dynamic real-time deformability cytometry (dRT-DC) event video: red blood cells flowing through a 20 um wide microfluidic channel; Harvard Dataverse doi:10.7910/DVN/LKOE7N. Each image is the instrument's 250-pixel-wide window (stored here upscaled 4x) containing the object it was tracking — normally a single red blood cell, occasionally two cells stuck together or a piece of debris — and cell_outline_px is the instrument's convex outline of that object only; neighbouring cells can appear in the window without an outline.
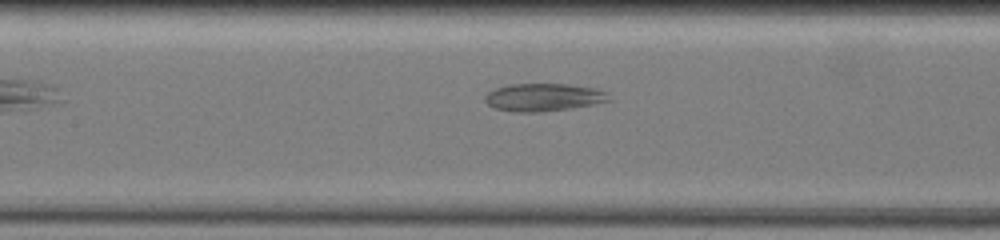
{"species": "common noctule bat (a hibernating species)", "species_latin": "Nyctalus noctula", "temperature_condition": "warm", "stored_images_in_passage": 11, "segment_of_instrument_passage": [1, 2], "camera_frame_rate_fps": 3000, "um_per_image_px": 0.085, "animal": {"sex": "female", "body_mass_g": 19.5, "forearm_length_mm": 54.1}, "frame": {"image": 1, "passage_image": 5, "time_ms": 1.667, "image_size_px": [1000, 240], "cell_outline_px": [[608, 100], [592, 104], [572, 108], [540, 112], [516, 112], [496, 108], [488, 104], [484, 100], [484, 96], [488, 92], [496, 88], [508, 84], [568, 84], [592, 88], [604, 92]], "centroid_in_image_um": [46.1, 8.27], "position_along_channel_um": 161.3, "area_um2": 19.65}}
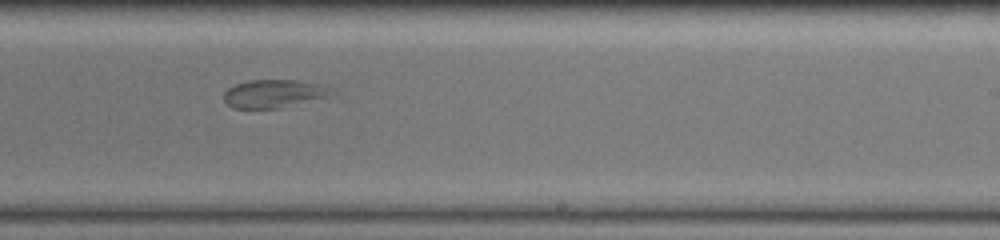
{"frame": {"image": 2, "passage_image": 8, "time_ms": 4.667, "image_size_px": [1000, 240], "cell_outline_px": [[332, 88], [324, 96], [280, 108], [232, 108], [224, 100], [224, 92], [228, 88], [236, 84], [248, 80], [296, 80], [320, 84]], "centroid_in_image_um": [23.16, 7.95], "position_along_channel_um": 265.8, "area_um2": 17.11}}
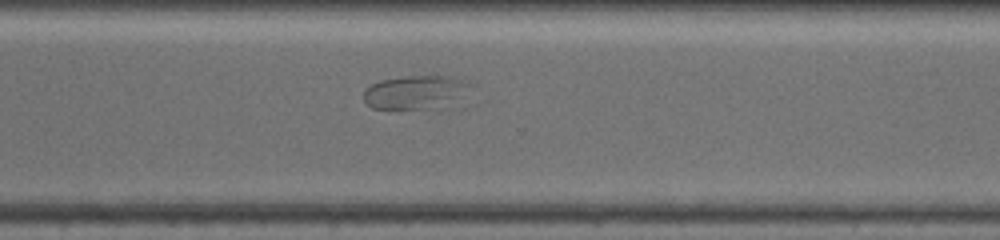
{"frame": {"image": 3, "passage_image": 10, "time_ms": 6.667, "image_size_px": [1000, 240], "cell_outline_px": [[468, 84], [452, 96], [420, 108], [372, 108], [364, 100], [364, 92], [372, 84], [380, 80], [404, 76], [456, 76]], "centroid_in_image_um": [35.01, 7.76], "position_along_channel_um": 335.6, "area_um2": 18.61}}